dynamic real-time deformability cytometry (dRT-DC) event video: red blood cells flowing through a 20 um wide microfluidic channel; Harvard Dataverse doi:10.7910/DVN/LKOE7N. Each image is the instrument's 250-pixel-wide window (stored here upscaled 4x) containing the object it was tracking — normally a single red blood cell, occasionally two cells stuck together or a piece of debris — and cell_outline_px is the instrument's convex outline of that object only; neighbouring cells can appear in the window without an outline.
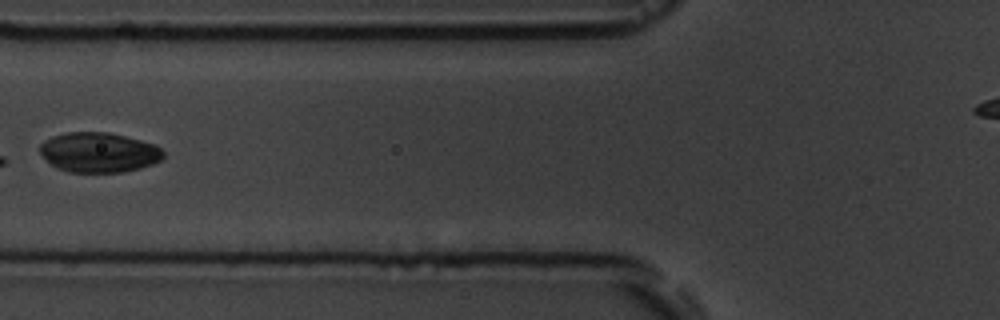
{"species": "common noctule bat (a hibernating species)", "species_latin": "Nyctalus noctula", "temperature_condition": "room temperature", "stored_images_in_passage": 8, "camera_frame_rate_fps": 3000, "um_per_image_px": 0.085, "animal": {"sex": "male", "body_mass_g": 19.5, "forearm_length_mm": 54.6}, "frame": {"image": 1, "passage_image": 7, "time_ms": 7.667, "image_size_px": [1000, 320], "cell_outline_px": [[164, 156], [160, 160], [152, 164], [140, 168], [124, 172], [68, 172], [56, 168], [40, 152], [40, 144], [44, 140], [52, 136], [68, 132], [108, 132], [156, 144], [164, 152]], "centroid_in_image_um": [8.41, 12.95], "position_along_channel_um": 117.4, "area_um2": 28.67}}
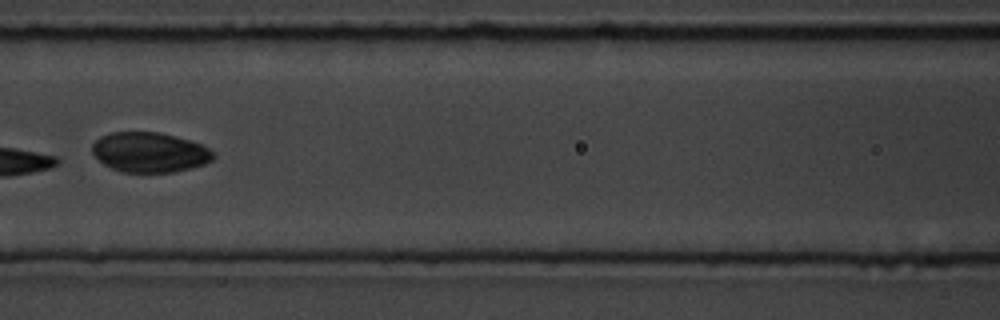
{"frame": {"image": 2, "passage_image": 8, "time_ms": 8.667, "image_size_px": [1000, 320], "cell_outline_px": [[216, 156], [212, 160], [204, 164], [192, 168], [176, 172], [120, 172], [104, 164], [92, 152], [92, 144], [100, 136], [112, 132], [160, 132], [204, 144], [216, 152]], "centroid_in_image_um": [12.77, 12.94], "position_along_channel_um": 153.8, "area_um2": 28.5}}